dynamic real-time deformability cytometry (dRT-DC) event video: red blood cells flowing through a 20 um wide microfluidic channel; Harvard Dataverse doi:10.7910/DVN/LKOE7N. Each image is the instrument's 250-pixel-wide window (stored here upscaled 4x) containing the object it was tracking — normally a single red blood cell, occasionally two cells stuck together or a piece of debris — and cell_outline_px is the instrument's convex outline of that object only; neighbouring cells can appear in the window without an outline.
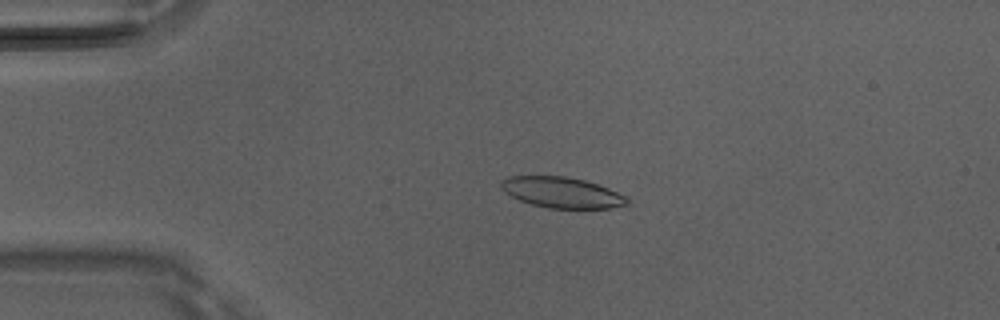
{"species": "Egyptian fruit bat (a non-hibernating species)", "species_latin": "Rousettus aegyptiacus", "temperature_condition": "room temperature", "stored_images_in_passage": 5, "camera_frame_rate_fps": 3000, "um_per_image_px": 0.085, "animal": {"sex": "male"}, "frame": {"image": 1, "passage_image": 4, "time_ms": 1.0, "image_size_px": [1000, 320], "cell_outline_px": [[628, 204], [608, 208], [548, 208], [532, 204], [520, 200], [504, 192], [500, 188], [500, 180], [508, 176], [564, 176], [584, 180], [608, 188], [628, 196]], "centroid_in_image_um": [47.73, 16.35], "position_along_channel_um": 37.3, "area_um2": 22.54}}